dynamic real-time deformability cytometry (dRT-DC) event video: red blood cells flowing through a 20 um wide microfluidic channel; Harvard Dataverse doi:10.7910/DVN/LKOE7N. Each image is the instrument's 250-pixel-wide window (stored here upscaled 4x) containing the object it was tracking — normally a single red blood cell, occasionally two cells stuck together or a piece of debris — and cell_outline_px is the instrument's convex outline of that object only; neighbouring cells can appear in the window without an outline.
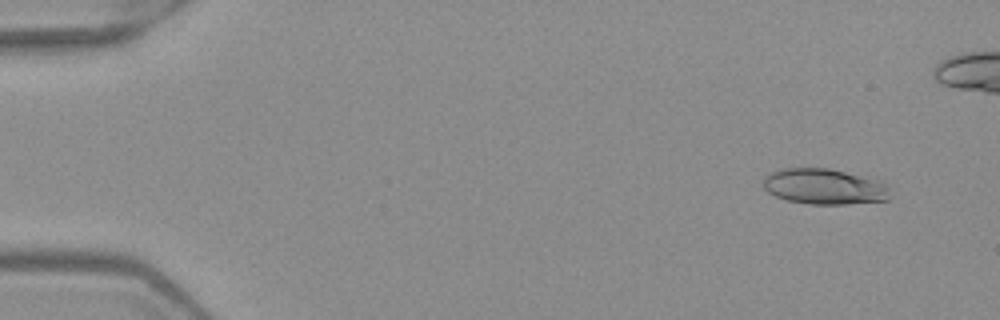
{"species": "Egyptian fruit bat (a non-hibernating species)", "species_latin": "Rousettus aegyptiacus", "temperature_condition": "warm", "stored_images_in_passage": 7, "camera_frame_rate_fps": 3000, "um_per_image_px": 0.085, "frame": {"image": 1, "passage_image": 2, "time_ms": 0.333, "image_size_px": [1000, 320], "cell_outline_px": [[888, 200], [848, 204], [808, 204], [788, 200], [776, 196], [768, 192], [764, 188], [764, 180], [772, 172], [784, 168], [828, 168], [880, 180], [888, 188]], "centroid_in_image_um": [70.08, 15.86], "position_along_channel_um": 14.9, "area_um2": 26.07}}
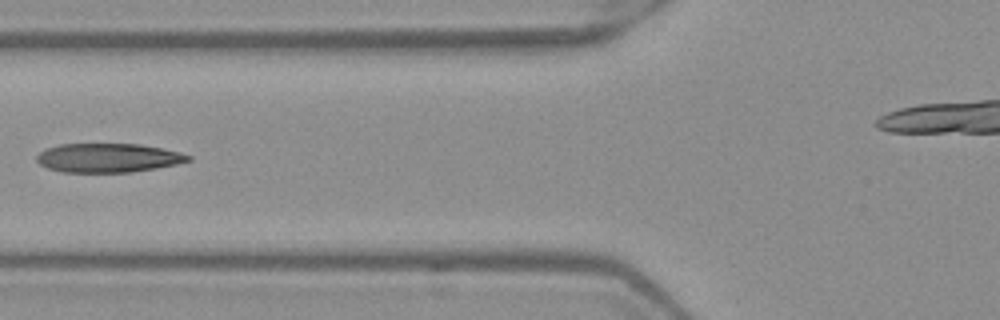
{"frame": {"image": 2, "passage_image": 6, "time_ms": 1.667, "image_size_px": [1000, 320], "cell_outline_px": [[192, 160], [176, 164], [156, 168], [132, 172], [64, 172], [48, 168], [40, 164], [36, 160], [36, 156], [40, 152], [48, 148], [60, 144], [140, 144], [180, 152], [192, 156]], "centroid_in_image_um": [9.21, 13.42], "position_along_channel_um": 116.6, "area_um2": 25.49}}
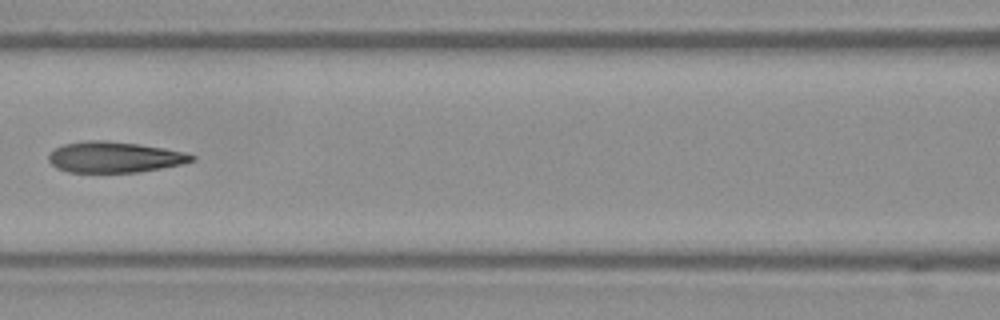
{"frame": {"image": 3, "passage_image": 7, "time_ms": 2.0, "image_size_px": [1000, 320], "cell_outline_px": [[196, 160], [180, 164], [140, 172], [68, 172], [56, 168], [48, 160], [48, 156], [56, 148], [64, 144], [88, 140], [104, 140], [140, 144], [164, 148], [184, 152], [196, 156]], "centroid_in_image_um": [9.73, 13.35], "position_along_channel_um": 156.9, "area_um2": 25.66}}